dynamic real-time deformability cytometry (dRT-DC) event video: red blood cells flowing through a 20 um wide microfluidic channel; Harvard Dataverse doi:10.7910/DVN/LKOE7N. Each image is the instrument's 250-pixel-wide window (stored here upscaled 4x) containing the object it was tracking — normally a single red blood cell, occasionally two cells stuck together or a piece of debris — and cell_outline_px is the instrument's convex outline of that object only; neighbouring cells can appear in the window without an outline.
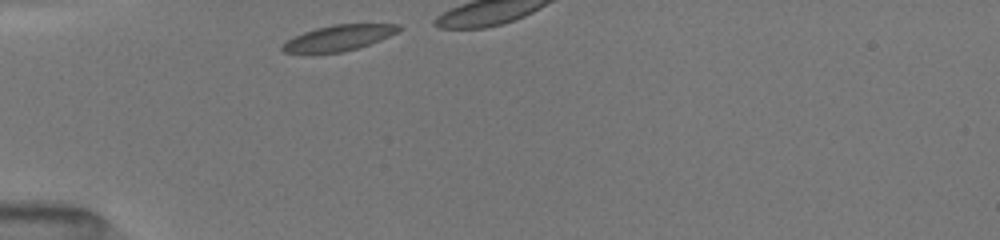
{"species": "common noctule bat (a hibernating species)", "species_latin": "Nyctalus noctula", "temperature_condition": "room temperature", "stored_images_in_passage": 4, "camera_frame_rate_fps": 3000, "um_per_image_px": 0.085, "animal": {"sex": "female", "body_mass_g": 19.5, "forearm_length_mm": 54.1}, "frame": {"image": 1, "passage_image": 1, "time_ms": 0.0, "image_size_px": [1000, 240], "cell_outline_px": [[404, 28], [380, 40], [360, 48], [344, 52], [284, 52], [280, 48], [280, 44], [304, 32], [316, 28], [332, 24], [400, 24]], "centroid_in_image_um": [28.82, 3.21], "position_along_channel_um": 56.2, "area_um2": 17.28}}